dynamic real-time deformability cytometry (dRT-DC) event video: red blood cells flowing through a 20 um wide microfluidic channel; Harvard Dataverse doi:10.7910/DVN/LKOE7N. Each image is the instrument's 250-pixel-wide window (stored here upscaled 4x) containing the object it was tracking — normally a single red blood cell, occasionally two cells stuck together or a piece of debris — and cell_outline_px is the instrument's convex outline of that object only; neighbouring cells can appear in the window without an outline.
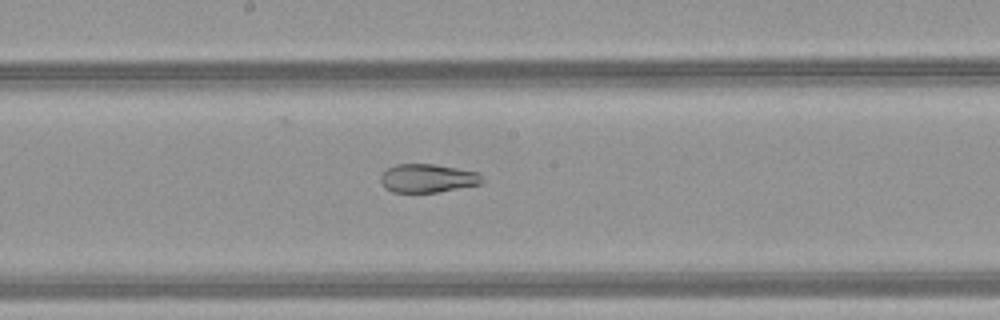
{"species": "common noctule bat (a hibernating species)", "species_latin": "Nyctalus noctula", "temperature_condition": "warm", "stored_images_in_passage": 50, "camera_frame_rate_fps": 3000, "um_per_image_px": 0.085, "animal": {"sex": "female", "body_mass_g": 21.9}, "frame": {"image": 1, "passage_image": 28, "time_ms": 9.0, "image_size_px": [1000, 320], "cell_outline_px": [[484, 180], [480, 184], [436, 192], [392, 192], [384, 188], [380, 184], [380, 176], [388, 168], [396, 164], [432, 164], [480, 172]], "centroid_in_image_um": [36.33, 15.15], "position_along_channel_um": 211.9, "area_um2": 16.88}}
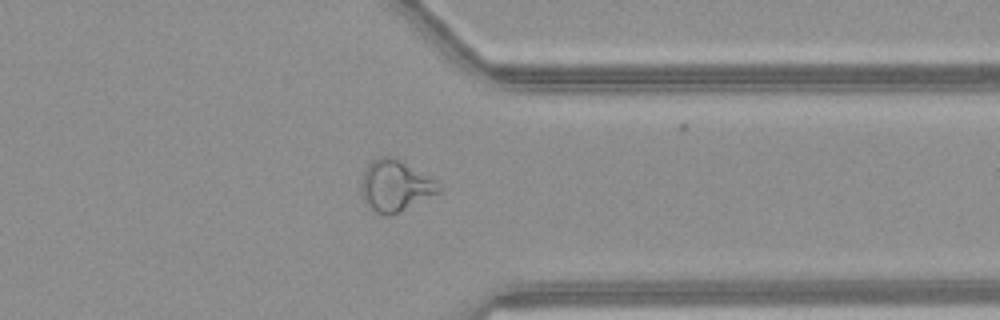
{"frame": {"image": 2, "passage_image": 40, "time_ms": 13.0, "image_size_px": [1000, 320], "cell_outline_px": [[440, 192], [396, 212], [372, 212], [364, 204], [360, 192], [360, 184], [364, 172], [368, 164], [372, 160], [380, 156], [392, 156], [400, 160], [436, 180], [440, 188]], "centroid_in_image_um": [33.53, 15.75], "position_along_channel_um": 377.9, "area_um2": 22.72}}
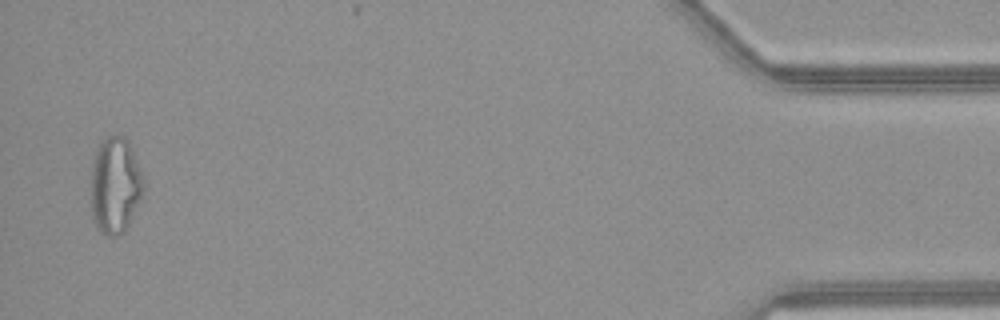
{"frame": {"image": 3, "passage_image": 49, "time_ms": 16.0, "image_size_px": [1000, 320], "cell_outline_px": [[144, 192], [124, 232], [120, 236], [108, 236], [100, 232], [96, 228], [92, 216], [92, 164], [96, 152], [100, 144], [108, 136], [124, 136], [128, 140], [144, 180]], "centroid_in_image_um": [9.8, 15.8], "position_along_channel_um": 425.4, "area_um2": 29.3}, "authors_computed_cell_mechanics": {"area_um2": 24.8829, "velocity_mm_per_s": 4.2119, "shape_relaxation_time_tau1_ms": null, "shape_relaxation_time_tau2_ms": 1.6686, "deformation_change_tau1": null, "deformation_change_tau2": 0.0762}}